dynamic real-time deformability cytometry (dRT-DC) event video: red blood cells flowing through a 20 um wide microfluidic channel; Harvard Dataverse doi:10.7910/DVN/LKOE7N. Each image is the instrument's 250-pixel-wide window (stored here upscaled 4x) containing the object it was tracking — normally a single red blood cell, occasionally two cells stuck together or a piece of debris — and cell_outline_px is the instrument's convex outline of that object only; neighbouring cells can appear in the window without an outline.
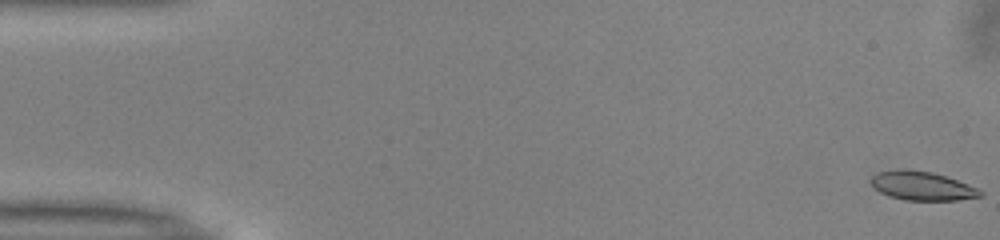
{"species": "common noctule bat (a hibernating species)", "species_latin": "Nyctalus noctula", "temperature_condition": "warm", "stored_images_in_passage": 52, "camera_frame_rate_fps": 3000, "um_per_image_px": 0.085, "animal": {"sex": "male", "body_mass_g": 13.0, "forearm_length_mm": 53.1}, "frame": {"image": 1, "passage_image": 1, "time_ms": 0.0, "image_size_px": [1000, 240], "cell_outline_px": [[984, 192], [980, 196], [960, 200], [904, 200], [888, 196], [880, 192], [868, 180], [876, 172], [932, 172], [968, 184]], "centroid_in_image_um": [78.4, 15.85], "position_along_channel_um": 6.6, "area_um2": 17.57}}
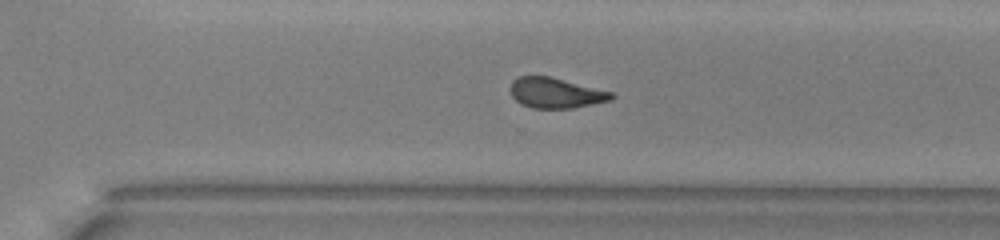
{"frame": {"image": 2, "passage_image": 36, "time_ms": 11.667, "image_size_px": [1000, 240], "cell_outline_px": [[616, 96], [612, 100], [572, 108], [532, 108], [520, 104], [512, 96], [508, 88], [512, 80], [520, 76], [548, 76], [616, 92]], "centroid_in_image_um": [47.25, 7.9], "position_along_channel_um": 323.3, "area_um2": 18.15}}
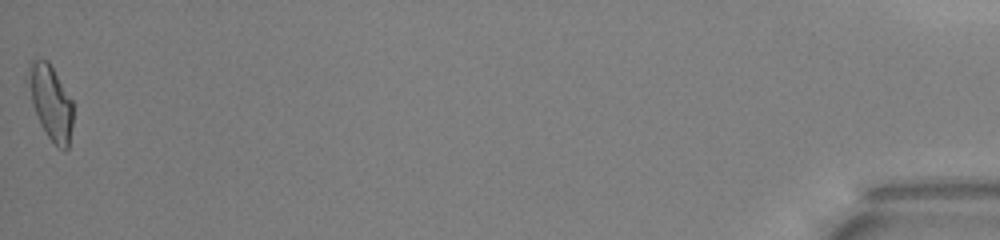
{"frame": {"image": 3, "passage_image": 52, "time_ms": 17.0, "image_size_px": [1000, 240], "cell_outline_px": [[72, 124], [68, 148], [64, 152], [48, 136], [40, 124], [32, 104], [28, 80], [28, 68], [32, 60], [48, 60], [72, 100]], "centroid_in_image_um": [4.32, 8.7], "position_along_channel_um": 430.9, "area_um2": 19.02}, "authors_computed_cell_mechanics": {"area_um2": 18.7272, "velocity_mm_per_s": 3.9796, "shape_relaxation_time_tau1_ms": 5.0962, "shape_relaxation_time_tau2_ms": 2.3587, "deformation_change_tau1": 0.1759, "deformation_change_tau2": 0.0993}}